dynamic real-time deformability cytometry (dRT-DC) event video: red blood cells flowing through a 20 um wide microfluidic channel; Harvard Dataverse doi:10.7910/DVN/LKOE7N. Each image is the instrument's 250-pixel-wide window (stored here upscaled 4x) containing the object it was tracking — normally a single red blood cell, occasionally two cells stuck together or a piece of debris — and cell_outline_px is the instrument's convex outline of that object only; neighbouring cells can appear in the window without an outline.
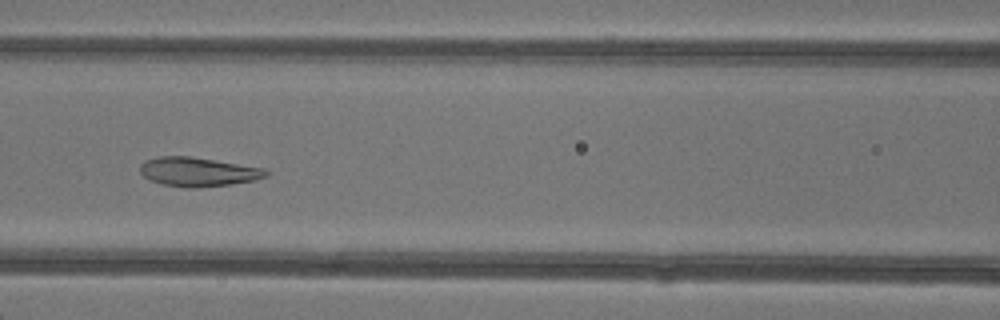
{"species": "common noctule bat (a hibernating species)", "species_latin": "Nyctalus noctula", "temperature_condition": "warm", "stored_images_in_passage": 8, "camera_frame_rate_fps": 3000, "um_per_image_px": 0.085, "animal": {"sex": "female"}, "frame": {"image": 1, "passage_image": 7, "time_ms": 7.0, "image_size_px": [1000, 320], "cell_outline_px": [[268, 176], [252, 180], [232, 184], [196, 188], [188, 188], [164, 184], [148, 180], [140, 172], [140, 164], [148, 160], [160, 156], [188, 156], [264, 168], [268, 172]], "centroid_in_image_um": [16.82, 14.61], "position_along_channel_um": 149.8, "area_um2": 21.1}}